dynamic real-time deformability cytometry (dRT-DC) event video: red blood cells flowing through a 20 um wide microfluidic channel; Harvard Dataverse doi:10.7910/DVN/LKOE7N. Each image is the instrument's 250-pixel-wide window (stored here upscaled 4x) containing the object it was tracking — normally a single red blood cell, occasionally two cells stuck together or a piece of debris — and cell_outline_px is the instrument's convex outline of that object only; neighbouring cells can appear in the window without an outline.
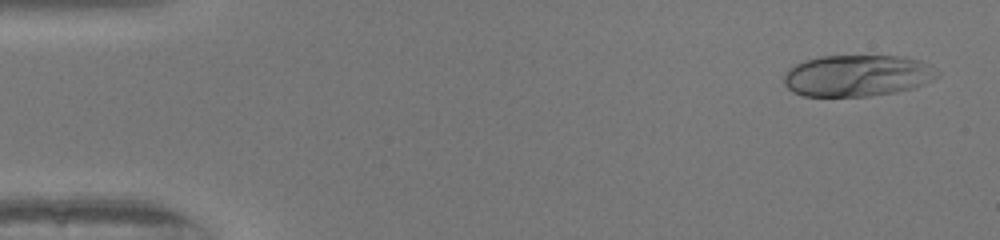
{"species": "human", "species_latin": "Homo sapiens", "temperature_condition": "warm", "stored_images_in_passage": 49, "camera_frame_rate_fps": 3000, "um_per_image_px": 0.085, "donor": {"sex": "female"}, "frame": {"image": 1, "passage_image": 2, "time_ms": 0.333, "image_size_px": [1000, 240], "cell_outline_px": [[940, 76], [916, 88], [896, 92], [868, 96], [804, 96], [792, 92], [784, 84], [784, 76], [796, 64], [804, 60], [820, 56], [904, 56], [920, 60], [928, 64], [940, 72]], "centroid_in_image_um": [72.92, 6.43], "position_along_channel_um": 12.1, "area_um2": 37.34}}
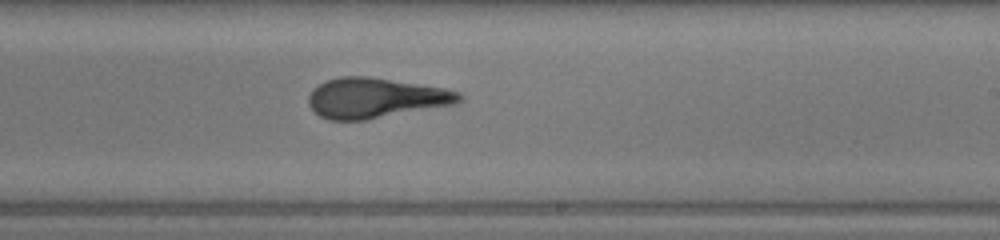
{"frame": {"image": 2, "passage_image": 29, "time_ms": 9.333, "image_size_px": [1000, 240], "cell_outline_px": [[464, 96], [456, 104], [368, 120], [328, 120], [320, 116], [308, 104], [308, 96], [324, 80], [340, 76], [368, 76], [444, 88], [460, 92]], "centroid_in_image_um": [31.93, 8.33], "position_along_channel_um": 257.1, "area_um2": 35.32}}
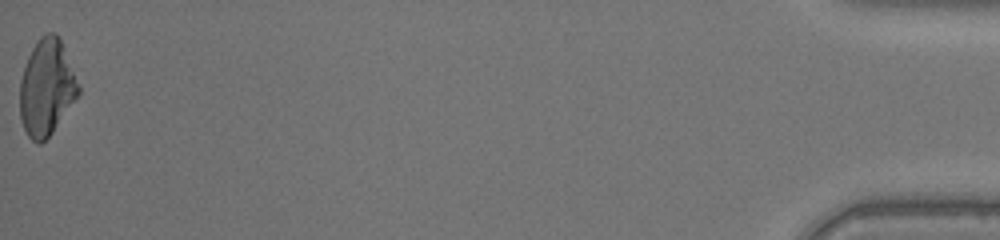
{"frame": {"image": 3, "passage_image": 49, "time_ms": 16.0, "image_size_px": [1000, 240], "cell_outline_px": [[80, 92], [52, 132], [40, 144], [36, 144], [28, 136], [20, 120], [20, 80], [28, 56], [32, 48], [40, 36], [48, 32], [56, 32], [60, 40], [80, 84]], "centroid_in_image_um": [3.95, 7.44], "position_along_channel_um": 431.2, "area_um2": 32.6}, "authors_computed_cell_mechanics": {"area_um2": 35.0268, "velocity_mm_per_s": 4.1773, "shape_relaxation_time_tau1_ms": 6.345, "shape_relaxation_time_tau2_ms": 0.8947, "deformation_change_tau1": 0.2672, "deformation_change_tau2": 0.0712}}